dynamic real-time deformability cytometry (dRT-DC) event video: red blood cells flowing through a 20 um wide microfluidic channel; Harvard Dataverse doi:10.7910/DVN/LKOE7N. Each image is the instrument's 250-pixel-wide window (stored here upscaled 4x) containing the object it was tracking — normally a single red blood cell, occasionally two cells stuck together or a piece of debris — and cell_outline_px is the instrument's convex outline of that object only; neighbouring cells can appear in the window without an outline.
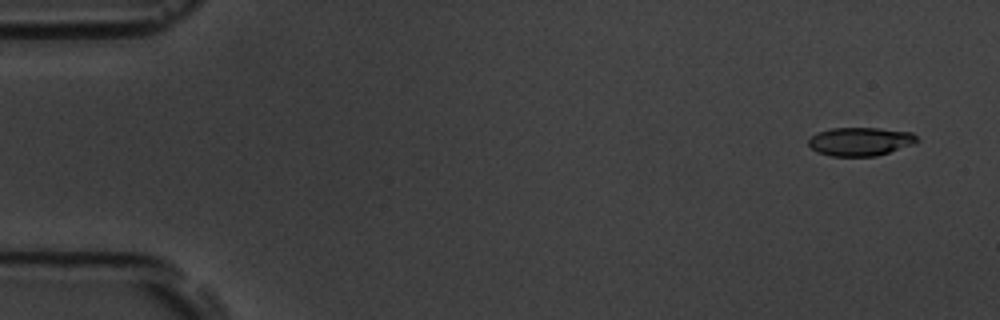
{"species": "common noctule bat (a hibernating species)", "species_latin": "Nyctalus noctula", "temperature_condition": "room temperature", "stored_images_in_passage": 53, "camera_frame_rate_fps": 3000, "um_per_image_px": 0.085, "animal": {"sex": "male", "body_mass_g": 19.5, "forearm_length_mm": 54.6}, "frame": {"image": 1, "passage_image": 3, "time_ms": 0.667, "image_size_px": [1000, 320], "cell_outline_px": [[920, 140], [916, 144], [876, 156], [832, 156], [816, 152], [808, 144], [808, 140], [816, 132], [832, 128], [880, 128], [912, 132]], "centroid_in_image_um": [73.15, 12.02], "position_along_channel_um": 11.8, "area_um2": 18.21}}
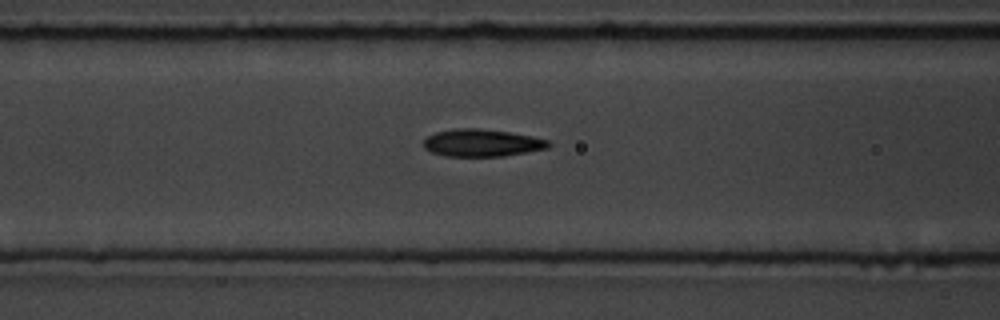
{"frame": {"image": 2, "passage_image": 22, "time_ms": 7.0, "image_size_px": [1000, 320], "cell_outline_px": [[552, 144], [548, 148], [504, 156], [444, 156], [432, 152], [424, 148], [424, 140], [428, 136], [436, 132], [456, 128], [476, 128], [508, 132], [532, 136], [548, 140]], "centroid_in_image_um": [40.97, 12.14], "position_along_channel_um": 125.6, "area_um2": 19.83}}
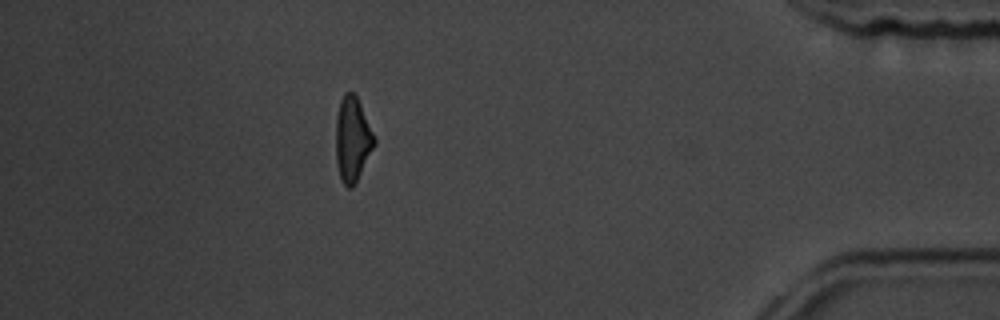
{"frame": {"image": 3, "passage_image": 48, "time_ms": 15.667, "image_size_px": [1000, 320], "cell_outline_px": [[376, 144], [352, 188], [348, 188], [340, 180], [336, 164], [336, 116], [340, 100], [344, 92], [352, 92], [356, 96], [360, 104], [376, 140]], "centroid_in_image_um": [29.94, 11.85], "position_along_channel_um": 405.3, "area_um2": 18.9}}